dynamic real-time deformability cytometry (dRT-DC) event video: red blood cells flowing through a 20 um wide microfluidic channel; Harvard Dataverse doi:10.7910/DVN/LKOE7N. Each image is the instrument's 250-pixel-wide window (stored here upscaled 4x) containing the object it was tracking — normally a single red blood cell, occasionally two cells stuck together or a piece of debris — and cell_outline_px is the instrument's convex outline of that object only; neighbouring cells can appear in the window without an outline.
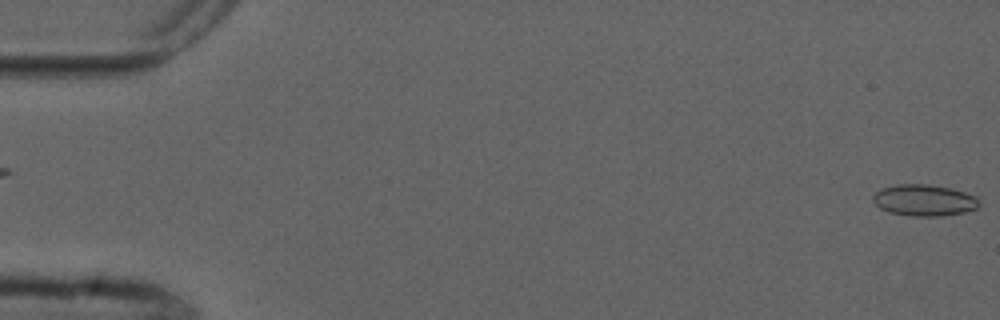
{"species": "common noctule bat (a hibernating species)", "species_latin": "Nyctalus noctula", "temperature_condition": "cold", "stored_images_in_passage": 2, "camera_frame_rate_fps": 3000, "um_per_image_px": 0.085, "animal": {"sex": "male", "forearm_length_mm": 52.5}, "frame": {"image": 1, "passage_image": 2, "time_ms": 1.333, "image_size_px": [1000, 320], "cell_outline_px": [[980, 204], [976, 208], [964, 212], [940, 216], [912, 216], [888, 212], [880, 208], [872, 200], [872, 196], [880, 188], [896, 184], [928, 184], [948, 188], [964, 192], [976, 196]], "centroid_in_image_um": [78.52, 17.02], "position_along_channel_um": 6.5, "area_um2": 19.42}}